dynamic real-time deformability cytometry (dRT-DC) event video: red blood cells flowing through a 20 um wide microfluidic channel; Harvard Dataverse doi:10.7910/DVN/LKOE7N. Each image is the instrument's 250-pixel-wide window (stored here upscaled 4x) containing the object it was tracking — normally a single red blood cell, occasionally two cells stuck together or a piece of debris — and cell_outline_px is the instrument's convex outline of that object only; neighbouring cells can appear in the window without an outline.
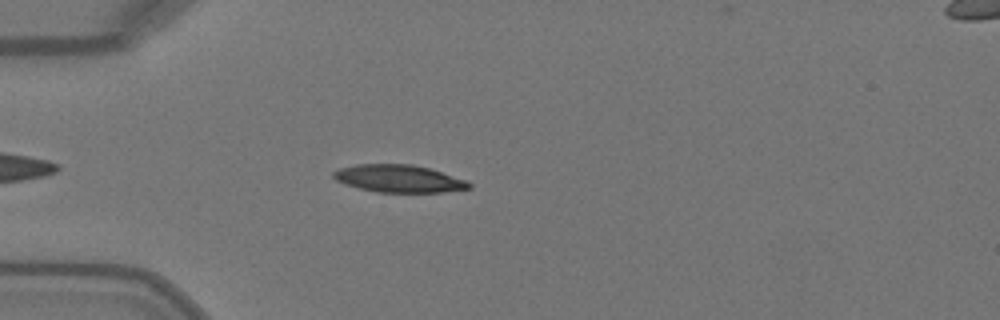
{"species": "Egyptian fruit bat (a non-hibernating species)", "species_latin": "Rousettus aegyptiacus", "temperature_condition": "warm", "stored_images_in_passage": 37, "camera_frame_rate_fps": 3000, "um_per_image_px": 0.085, "animal": {"sex": "female"}, "frame": {"image": 1, "passage_image": 6, "time_ms": 1.667, "image_size_px": [1000, 320], "cell_outline_px": [[472, 188], [444, 192], [376, 192], [344, 184], [336, 180], [332, 176], [332, 172], [340, 168], [356, 164], [412, 164], [428, 168], [468, 180], [472, 184]], "centroid_in_image_um": [33.91, 15.18], "position_along_channel_um": 51.1, "area_um2": 21.79}}
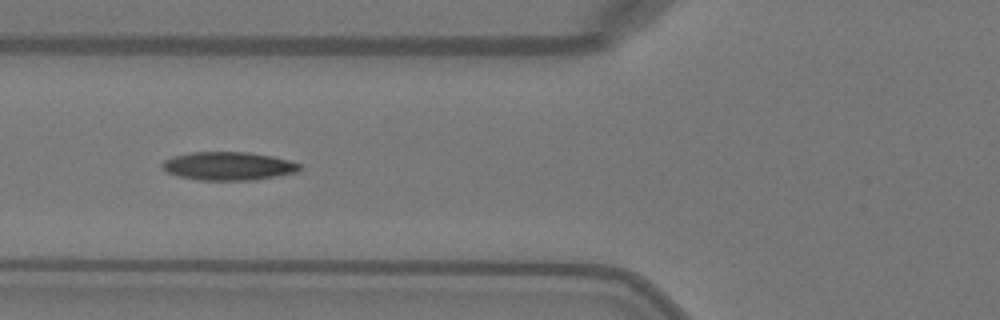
{"frame": {"image": 2, "passage_image": 11, "time_ms": 3.333, "image_size_px": [1000, 320], "cell_outline_px": [[300, 168], [296, 172], [276, 176], [252, 180], [196, 180], [180, 176], [168, 172], [160, 168], [160, 164], [164, 160], [172, 156], [188, 152], [248, 152], [272, 156], [288, 160], [300, 164]], "centroid_in_image_um": [19.35, 14.11], "position_along_channel_um": 106.5, "area_um2": 22.72}}
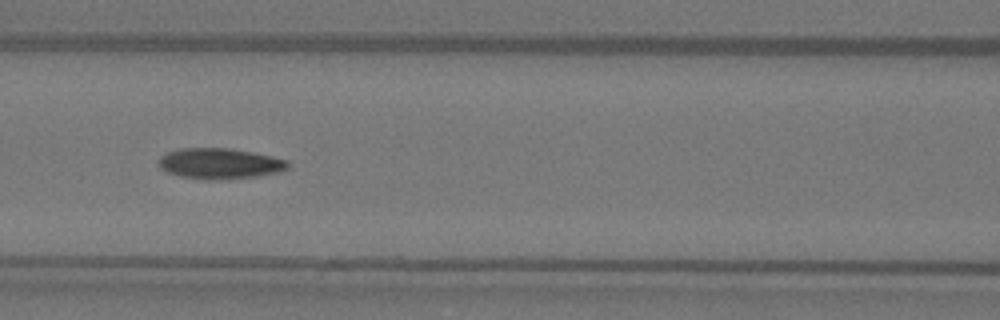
{"frame": {"image": 3, "passage_image": 14, "time_ms": 4.333, "image_size_px": [1000, 320], "cell_outline_px": [[288, 168], [280, 172], [256, 176], [212, 180], [208, 180], [180, 176], [168, 172], [160, 168], [156, 160], [160, 156], [168, 152], [180, 148], [228, 148], [252, 152], [272, 156], [288, 160]], "centroid_in_image_um": [18.65, 13.89], "position_along_channel_um": 147.9, "area_um2": 23.12}, "authors_computed_cell_mechanics": {"area_um2": 22.7154, "velocity_mm_per_s": 4.0972, "shape_relaxation_time_tau1_ms": 5.4664, "shape_relaxation_time_tau2_ms": 3.7964, "deformation_change_tau1": 0.2119, "deformation_change_tau2": 0.0837}}